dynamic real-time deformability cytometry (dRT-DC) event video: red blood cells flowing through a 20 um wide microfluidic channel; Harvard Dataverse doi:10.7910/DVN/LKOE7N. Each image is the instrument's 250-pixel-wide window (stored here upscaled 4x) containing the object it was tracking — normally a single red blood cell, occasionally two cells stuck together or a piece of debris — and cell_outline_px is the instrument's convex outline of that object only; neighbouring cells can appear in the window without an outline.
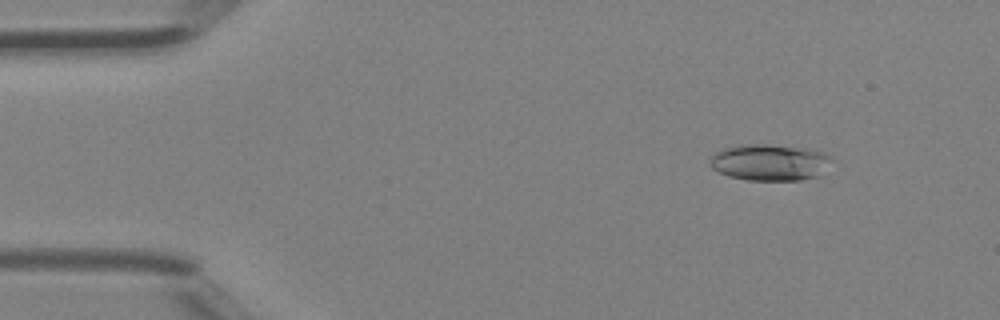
{"species": "Egyptian fruit bat (a non-hibernating species)", "species_latin": "Rousettus aegyptiacus", "temperature_condition": "room temperature", "stored_images_in_passage": 43, "camera_frame_rate_fps": 3000, "um_per_image_px": 0.085, "animal": {"sex": "female"}, "frame": {"image": 1, "passage_image": 3, "time_ms": 0.667, "image_size_px": [1000, 320], "cell_outline_px": [[832, 160], [820, 176], [800, 180], [748, 180], [728, 176], [712, 168], [708, 160], [720, 148], [736, 144], [768, 144], [804, 148], [820, 152], [828, 156]], "centroid_in_image_um": [65.37, 13.79], "position_along_channel_um": 19.6, "area_um2": 25.95}}
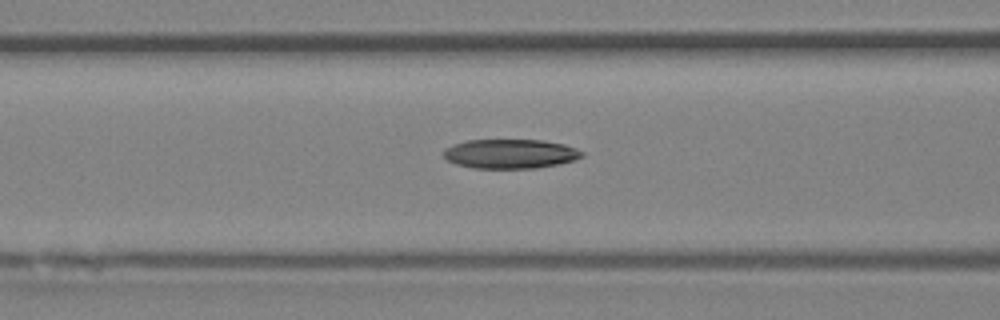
{"frame": {"image": 2, "passage_image": 16, "time_ms": 5.0, "image_size_px": [1000, 320], "cell_outline_px": [[584, 156], [576, 160], [560, 164], [536, 168], [472, 168], [456, 164], [448, 160], [444, 156], [444, 148], [452, 144], [468, 140], [540, 140], [564, 144], [576, 148], [584, 152]], "centroid_in_image_um": [43.4, 13.07], "position_along_channel_um": 123.2, "area_um2": 23.81}}
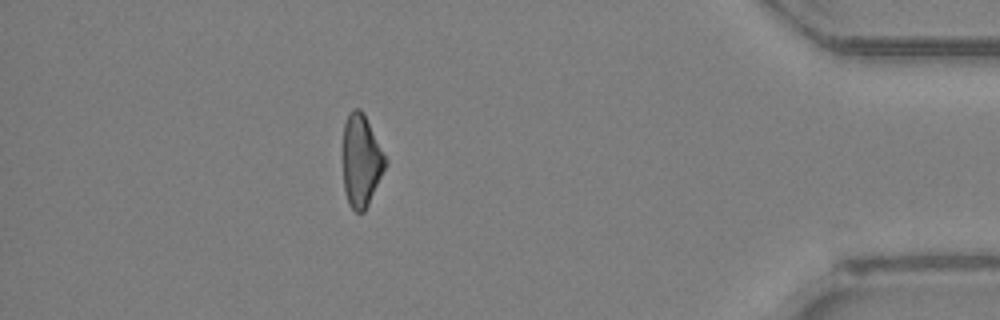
{"frame": {"image": 3, "passage_image": 38, "time_ms": 12.333, "image_size_px": [1000, 320], "cell_outline_px": [[388, 164], [364, 212], [356, 212], [348, 204], [344, 192], [344, 124], [348, 112], [352, 108], [360, 108], [364, 112], [388, 160]], "centroid_in_image_um": [30.72, 13.63], "position_along_channel_um": 404.5, "area_um2": 23.0}}